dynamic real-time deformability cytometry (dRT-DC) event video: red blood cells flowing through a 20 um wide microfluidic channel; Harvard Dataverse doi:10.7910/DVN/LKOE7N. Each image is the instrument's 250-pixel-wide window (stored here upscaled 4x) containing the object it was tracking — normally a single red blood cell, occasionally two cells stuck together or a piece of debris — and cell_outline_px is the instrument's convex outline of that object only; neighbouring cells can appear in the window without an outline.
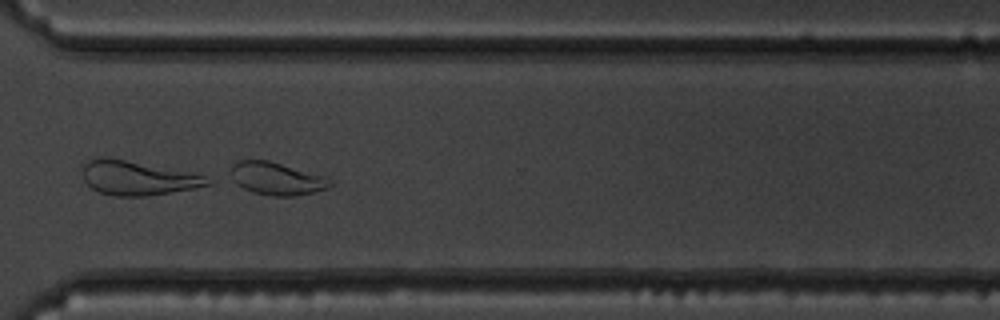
{"species": "common noctule bat (a hibernating species)", "species_latin": "Nyctalus noctula", "temperature_condition": "warm", "stored_images_in_passage": 45, "camera_frame_rate_fps": 3000, "um_per_image_px": 0.085, "animal": {"sex": "male", "body_mass_g": 19.5, "forearm_length_mm": 54.6}, "frame": {"image": 1, "passage_image": 39, "time_ms": 12.667, "image_size_px": [1000, 320], "cell_outline_px": [[332, 184], [328, 188], [296, 196], [268, 196], [252, 192], [228, 180], [232, 164], [236, 160], [268, 160], [328, 176], [332, 180]], "centroid_in_image_um": [23.48, 15.17], "position_along_channel_um": 347.1, "area_um2": 19.48}}